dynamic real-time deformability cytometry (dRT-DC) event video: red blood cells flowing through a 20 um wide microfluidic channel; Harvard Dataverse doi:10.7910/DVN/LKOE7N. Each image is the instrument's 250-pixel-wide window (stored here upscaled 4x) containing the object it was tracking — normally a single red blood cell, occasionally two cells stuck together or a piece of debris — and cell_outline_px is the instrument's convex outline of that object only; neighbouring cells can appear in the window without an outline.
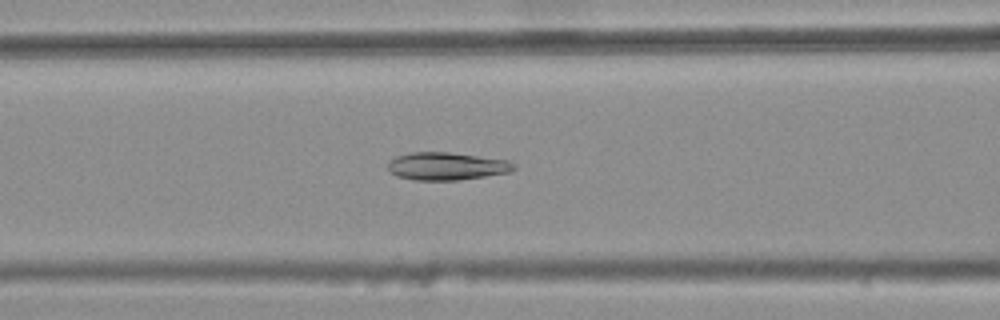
{"species": "common noctule bat (a hibernating species)", "species_latin": "Nyctalus noctula", "temperature_condition": "warm", "stored_images_in_passage": 35, "camera_frame_rate_fps": 3000, "um_per_image_px": 0.085, "animal": {"sex": "female", "body_mass_g": 25.1}, "frame": {"image": 1, "passage_image": 11, "time_ms": 3.333, "image_size_px": [1000, 320], "cell_outline_px": [[516, 168], [508, 172], [460, 180], [412, 180], [396, 176], [388, 172], [388, 160], [396, 156], [412, 152], [448, 152], [508, 160], [516, 164]], "centroid_in_image_um": [37.91, 14.13], "position_along_channel_um": 128.7, "area_um2": 20.46}}
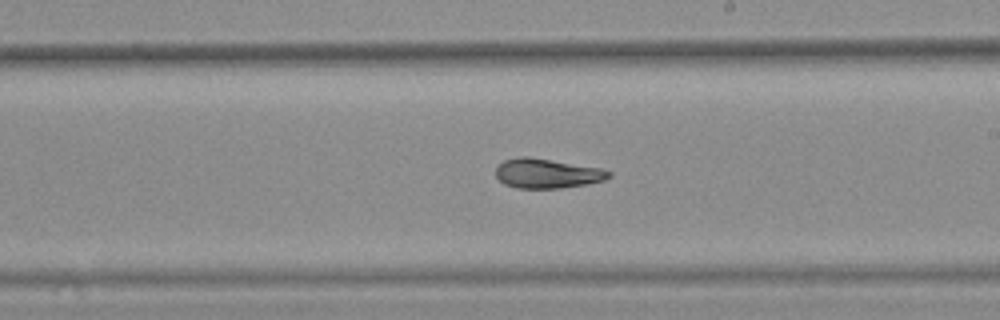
{"frame": {"image": 2, "passage_image": 20, "time_ms": 6.333, "image_size_px": [1000, 320], "cell_outline_px": [[612, 176], [604, 180], [588, 184], [560, 188], [516, 188], [504, 184], [496, 176], [496, 168], [504, 160], [520, 156], [528, 156], [604, 168], [612, 172]], "centroid_in_image_um": [46.54, 14.73], "position_along_channel_um": 242.5, "area_um2": 19.71}}
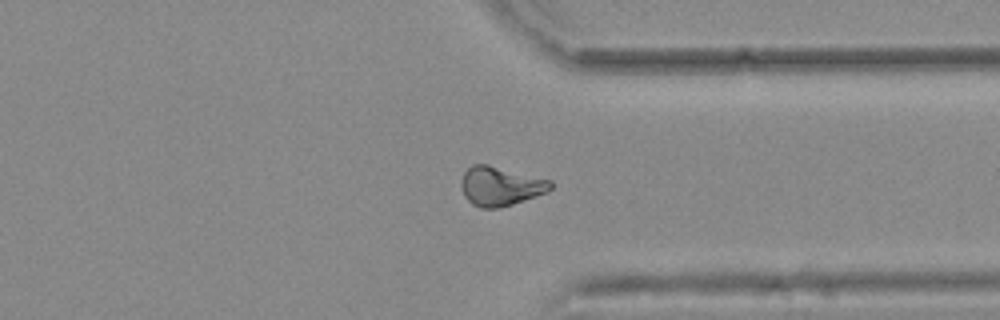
{"frame": {"image": 3, "passage_image": 30, "time_ms": 9.667, "image_size_px": [1000, 320], "cell_outline_px": [[552, 188], [548, 192], [500, 208], [480, 208], [472, 204], [464, 196], [460, 184], [464, 172], [472, 164], [488, 164], [552, 180]], "centroid_in_image_um": [42.53, 15.82], "position_along_channel_um": 368.9, "area_um2": 20.52}, "authors_computed_cell_mechanics": {"area_um2": 19.7676, "velocity_mm_per_s": 3.8078, "shape_relaxation_time_tau1_ms": null, "shape_relaxation_time_tau2_ms": 2.9348, "deformation_change_tau1": null, "deformation_change_tau2": 0.0823}}